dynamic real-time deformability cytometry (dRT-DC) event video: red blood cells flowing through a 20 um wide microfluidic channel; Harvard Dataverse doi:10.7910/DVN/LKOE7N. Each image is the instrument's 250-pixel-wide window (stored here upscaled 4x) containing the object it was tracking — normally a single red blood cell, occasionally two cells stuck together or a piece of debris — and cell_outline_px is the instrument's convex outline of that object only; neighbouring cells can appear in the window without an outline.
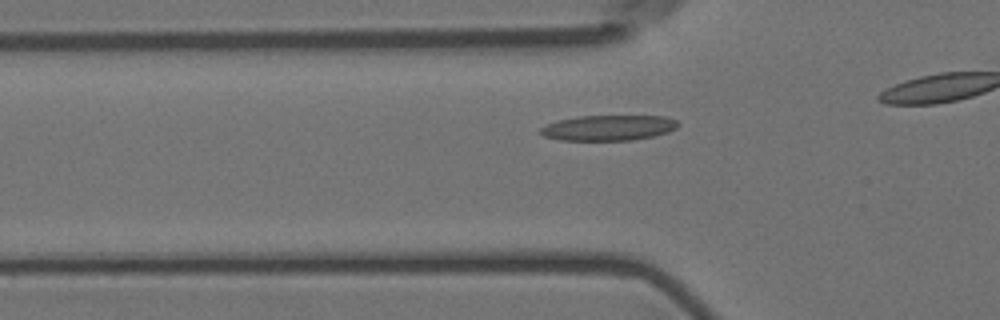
{"species": "Egyptian fruit bat (a non-hibernating species)", "species_latin": "Rousettus aegyptiacus", "temperature_condition": "room temperature", "stored_images_in_passage": 34, "camera_frame_rate_fps": 3000, "um_per_image_px": 0.085, "animal": {"sex": "female"}, "frame": {"image": 1, "passage_image": 8, "time_ms": 2.333, "image_size_px": [1000, 320], "cell_outline_px": [[680, 124], [676, 128], [668, 132], [652, 136], [632, 140], [560, 140], [544, 136], [540, 132], [540, 128], [556, 120], [576, 116], [664, 116], [676, 120]], "centroid_in_image_um": [51.71, 10.86], "position_along_channel_um": 74.1, "area_um2": 20.35}}
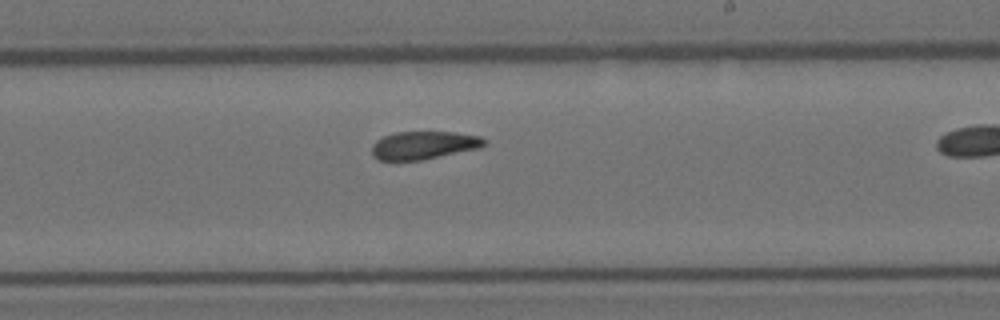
{"frame": {"image": 2, "passage_image": 23, "time_ms": 7.333, "image_size_px": [1000, 320], "cell_outline_px": [[488, 140], [480, 148], [424, 160], [380, 160], [372, 156], [372, 144], [376, 140], [384, 136], [396, 132], [456, 132], [480, 136]], "centroid_in_image_um": [36.03, 12.34], "position_along_channel_um": 253.0, "area_um2": 18.5}}
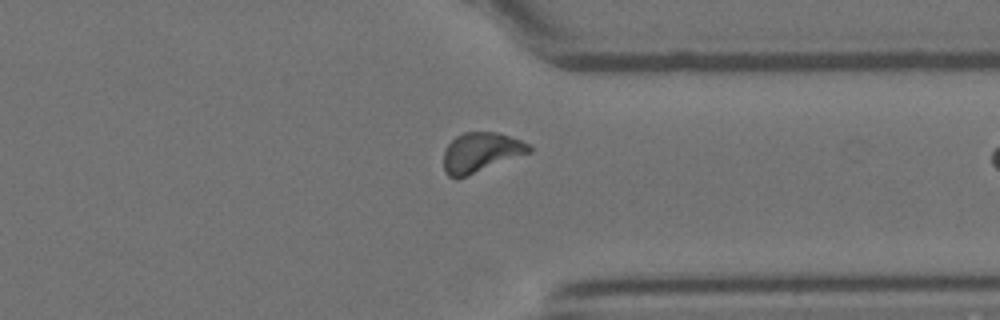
{"frame": {"image": 3, "passage_image": 33, "time_ms": 10.667, "image_size_px": [1000, 320], "cell_outline_px": [[532, 152], [456, 180], [448, 176], [444, 172], [444, 152], [448, 144], [456, 136], [464, 132], [496, 132], [520, 140], [528, 144], [532, 148]], "centroid_in_image_um": [40.85, 12.97], "position_along_channel_um": 370.5, "area_um2": 19.83}}